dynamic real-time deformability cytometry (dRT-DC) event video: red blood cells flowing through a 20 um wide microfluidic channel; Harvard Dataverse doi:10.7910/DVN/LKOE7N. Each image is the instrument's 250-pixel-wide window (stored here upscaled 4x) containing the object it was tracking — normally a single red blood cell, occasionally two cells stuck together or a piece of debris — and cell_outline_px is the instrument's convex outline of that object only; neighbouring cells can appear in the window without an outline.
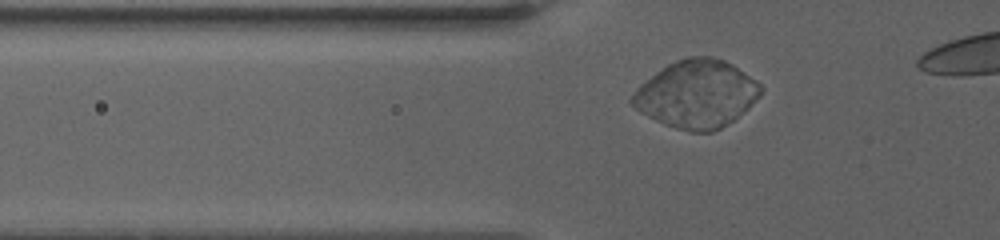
{"species": "human", "species_latin": "Homo sapiens", "temperature_condition": "warm", "stored_images_in_passage": 31, "camera_frame_rate_fps": 3000, "um_per_image_px": 0.085, "donor": {"sex": "female"}, "frame": {"image": 1, "passage_image": 6, "time_ms": 2.0, "image_size_px": [1000, 240], "cell_outline_px": [[764, 88], [760, 96], [748, 108], [732, 120], [720, 128], [712, 132], [692, 132], [676, 128], [664, 124], [640, 112], [628, 100], [636, 88], [640, 84], [656, 72], [668, 64], [676, 60], [688, 56], [712, 56], [724, 60], [732, 64], [756, 80]], "centroid_in_image_um": [59.21, 7.98], "position_along_channel_um": 66.6, "area_um2": 50.52}}
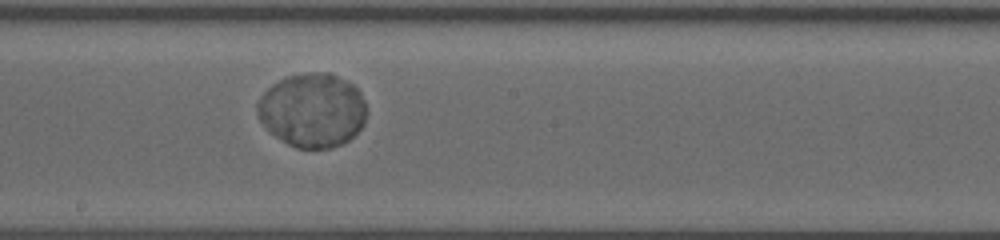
{"frame": {"image": 2, "passage_image": 19, "time_ms": 7.333, "image_size_px": [1000, 240], "cell_outline_px": [[364, 124], [344, 144], [332, 148], [296, 148], [288, 144], [276, 136], [260, 120], [256, 108], [256, 104], [264, 92], [272, 84], [288, 76], [312, 72], [328, 72], [348, 80], [360, 92], [364, 100]], "centroid_in_image_um": [26.56, 9.36], "position_along_channel_um": 221.6, "area_um2": 46.82}}
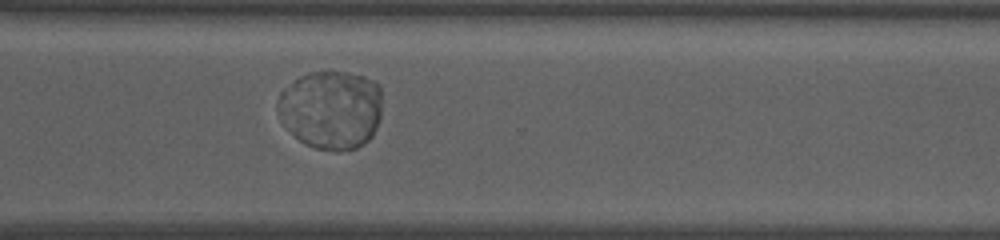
{"frame": {"image": 3, "passage_image": 30, "time_ms": 11.333, "image_size_px": [1000, 240], "cell_outline_px": [[380, 116], [376, 128], [372, 136], [364, 144], [356, 148], [336, 152], [316, 148], [304, 144], [284, 124], [276, 108], [276, 104], [280, 92], [284, 88], [300, 76], [308, 72], [348, 72], [364, 76], [376, 80], [380, 84]], "centroid_in_image_um": [28.15, 9.31], "position_along_channel_um": 342.4, "area_um2": 48.26}}